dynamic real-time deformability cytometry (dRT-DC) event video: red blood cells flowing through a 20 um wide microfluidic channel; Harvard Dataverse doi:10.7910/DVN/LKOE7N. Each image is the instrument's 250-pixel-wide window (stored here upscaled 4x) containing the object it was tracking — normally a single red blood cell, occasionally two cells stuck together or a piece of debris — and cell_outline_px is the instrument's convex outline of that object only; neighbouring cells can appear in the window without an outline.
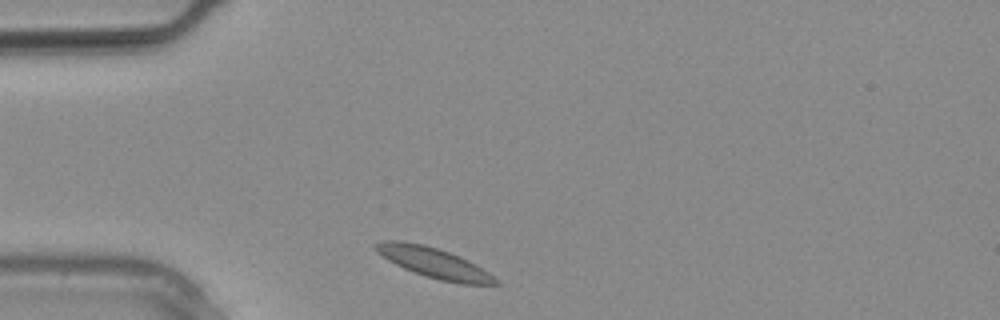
{"species": "common noctule bat (a hibernating species)", "species_latin": "Nyctalus noctula", "temperature_condition": "warm", "stored_images_in_passage": 6, "camera_frame_rate_fps": 3000, "um_per_image_px": 0.085, "animal": {"sex": "male", "body_mass_g": 20.4}, "frame": {"image": 1, "passage_image": 1, "time_ms": 0.0, "image_size_px": [1000, 320], "cell_outline_px": [[500, 284], [460, 284], [440, 280], [424, 276], [404, 268], [388, 260], [376, 252], [372, 248], [372, 244], [384, 240], [400, 240], [424, 244], [448, 252], [468, 260], [488, 272], [500, 280]], "centroid_in_image_um": [36.84, 22.33], "position_along_channel_um": 48.2, "area_um2": 21.15}}
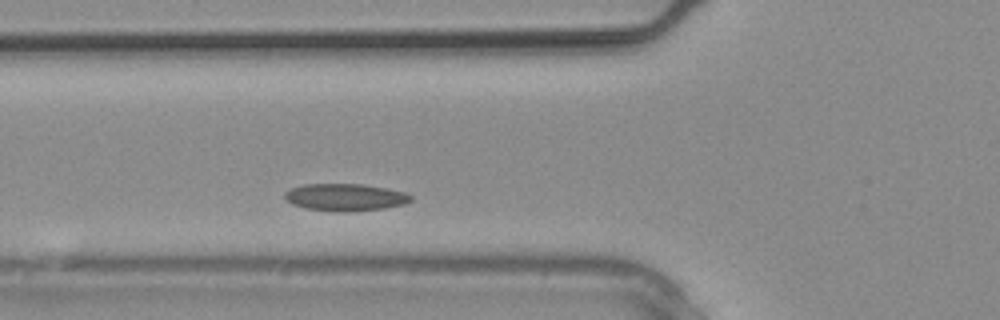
{"frame": {"image": 2, "passage_image": 4, "time_ms": 1.0, "image_size_px": [1000, 320], "cell_outline_px": [[412, 200], [404, 204], [384, 208], [348, 212], [336, 212], [304, 208], [292, 204], [284, 200], [284, 192], [292, 188], [304, 184], [360, 184], [384, 188], [404, 192], [412, 196]], "centroid_in_image_um": [29.3, 16.78], "position_along_channel_um": 96.5, "area_um2": 20.06}}